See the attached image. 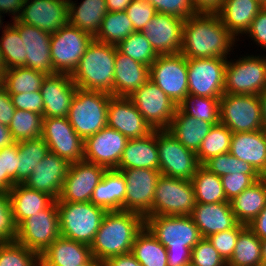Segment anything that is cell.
Wrapping results in <instances>:
<instances>
[{
  "label": "cell",
  "instance_id": "obj_1",
  "mask_svg": "<svg viewBox=\"0 0 266 266\" xmlns=\"http://www.w3.org/2000/svg\"><path fill=\"white\" fill-rule=\"evenodd\" d=\"M236 42L217 14L197 13L184 20L180 53L187 59L227 58Z\"/></svg>",
  "mask_w": 266,
  "mask_h": 266
},
{
  "label": "cell",
  "instance_id": "obj_2",
  "mask_svg": "<svg viewBox=\"0 0 266 266\" xmlns=\"http://www.w3.org/2000/svg\"><path fill=\"white\" fill-rule=\"evenodd\" d=\"M145 218L128 211H108L90 245L92 257L101 262L131 252L137 234L144 228Z\"/></svg>",
  "mask_w": 266,
  "mask_h": 266
},
{
  "label": "cell",
  "instance_id": "obj_3",
  "mask_svg": "<svg viewBox=\"0 0 266 266\" xmlns=\"http://www.w3.org/2000/svg\"><path fill=\"white\" fill-rule=\"evenodd\" d=\"M145 226L166 247L168 266H182L191 262L192 248L202 239L190 215L147 216Z\"/></svg>",
  "mask_w": 266,
  "mask_h": 266
},
{
  "label": "cell",
  "instance_id": "obj_4",
  "mask_svg": "<svg viewBox=\"0 0 266 266\" xmlns=\"http://www.w3.org/2000/svg\"><path fill=\"white\" fill-rule=\"evenodd\" d=\"M117 47L93 39L71 78L80 89L113 96V79Z\"/></svg>",
  "mask_w": 266,
  "mask_h": 266
},
{
  "label": "cell",
  "instance_id": "obj_5",
  "mask_svg": "<svg viewBox=\"0 0 266 266\" xmlns=\"http://www.w3.org/2000/svg\"><path fill=\"white\" fill-rule=\"evenodd\" d=\"M60 235L91 245L107 211L92 202H56Z\"/></svg>",
  "mask_w": 266,
  "mask_h": 266
},
{
  "label": "cell",
  "instance_id": "obj_6",
  "mask_svg": "<svg viewBox=\"0 0 266 266\" xmlns=\"http://www.w3.org/2000/svg\"><path fill=\"white\" fill-rule=\"evenodd\" d=\"M111 96L104 92L77 88L67 118L84 141L107 126Z\"/></svg>",
  "mask_w": 266,
  "mask_h": 266
},
{
  "label": "cell",
  "instance_id": "obj_7",
  "mask_svg": "<svg viewBox=\"0 0 266 266\" xmlns=\"http://www.w3.org/2000/svg\"><path fill=\"white\" fill-rule=\"evenodd\" d=\"M234 60H227L224 93L259 95L263 92L266 89V56L246 54Z\"/></svg>",
  "mask_w": 266,
  "mask_h": 266
},
{
  "label": "cell",
  "instance_id": "obj_8",
  "mask_svg": "<svg viewBox=\"0 0 266 266\" xmlns=\"http://www.w3.org/2000/svg\"><path fill=\"white\" fill-rule=\"evenodd\" d=\"M94 37L71 24L51 33L50 53L55 73L73 74Z\"/></svg>",
  "mask_w": 266,
  "mask_h": 266
},
{
  "label": "cell",
  "instance_id": "obj_9",
  "mask_svg": "<svg viewBox=\"0 0 266 266\" xmlns=\"http://www.w3.org/2000/svg\"><path fill=\"white\" fill-rule=\"evenodd\" d=\"M220 123L232 133L263 129L259 95L224 93L220 98Z\"/></svg>",
  "mask_w": 266,
  "mask_h": 266
},
{
  "label": "cell",
  "instance_id": "obj_10",
  "mask_svg": "<svg viewBox=\"0 0 266 266\" xmlns=\"http://www.w3.org/2000/svg\"><path fill=\"white\" fill-rule=\"evenodd\" d=\"M196 205L191 181L161 175L153 199L152 216L190 215Z\"/></svg>",
  "mask_w": 266,
  "mask_h": 266
},
{
  "label": "cell",
  "instance_id": "obj_11",
  "mask_svg": "<svg viewBox=\"0 0 266 266\" xmlns=\"http://www.w3.org/2000/svg\"><path fill=\"white\" fill-rule=\"evenodd\" d=\"M60 235L56 200L18 226L16 241L41 255Z\"/></svg>",
  "mask_w": 266,
  "mask_h": 266
},
{
  "label": "cell",
  "instance_id": "obj_12",
  "mask_svg": "<svg viewBox=\"0 0 266 266\" xmlns=\"http://www.w3.org/2000/svg\"><path fill=\"white\" fill-rule=\"evenodd\" d=\"M178 106L188 96L187 58L181 53L158 55L150 65V79Z\"/></svg>",
  "mask_w": 266,
  "mask_h": 266
},
{
  "label": "cell",
  "instance_id": "obj_13",
  "mask_svg": "<svg viewBox=\"0 0 266 266\" xmlns=\"http://www.w3.org/2000/svg\"><path fill=\"white\" fill-rule=\"evenodd\" d=\"M157 146L161 175L191 181L200 166L196 153L167 130H157Z\"/></svg>",
  "mask_w": 266,
  "mask_h": 266
},
{
  "label": "cell",
  "instance_id": "obj_14",
  "mask_svg": "<svg viewBox=\"0 0 266 266\" xmlns=\"http://www.w3.org/2000/svg\"><path fill=\"white\" fill-rule=\"evenodd\" d=\"M228 58L187 59L188 94L220 99Z\"/></svg>",
  "mask_w": 266,
  "mask_h": 266
},
{
  "label": "cell",
  "instance_id": "obj_15",
  "mask_svg": "<svg viewBox=\"0 0 266 266\" xmlns=\"http://www.w3.org/2000/svg\"><path fill=\"white\" fill-rule=\"evenodd\" d=\"M129 98L153 130L168 129L178 106L151 80Z\"/></svg>",
  "mask_w": 266,
  "mask_h": 266
},
{
  "label": "cell",
  "instance_id": "obj_16",
  "mask_svg": "<svg viewBox=\"0 0 266 266\" xmlns=\"http://www.w3.org/2000/svg\"><path fill=\"white\" fill-rule=\"evenodd\" d=\"M126 179L124 211L134 212L144 218L152 216L156 184L161 176L158 169L131 168L119 170Z\"/></svg>",
  "mask_w": 266,
  "mask_h": 266
},
{
  "label": "cell",
  "instance_id": "obj_17",
  "mask_svg": "<svg viewBox=\"0 0 266 266\" xmlns=\"http://www.w3.org/2000/svg\"><path fill=\"white\" fill-rule=\"evenodd\" d=\"M41 138L52 152L69 163L84 158V140L73 129L67 117L43 118Z\"/></svg>",
  "mask_w": 266,
  "mask_h": 266
},
{
  "label": "cell",
  "instance_id": "obj_18",
  "mask_svg": "<svg viewBox=\"0 0 266 266\" xmlns=\"http://www.w3.org/2000/svg\"><path fill=\"white\" fill-rule=\"evenodd\" d=\"M107 169L85 160L71 163L56 202H90Z\"/></svg>",
  "mask_w": 266,
  "mask_h": 266
},
{
  "label": "cell",
  "instance_id": "obj_19",
  "mask_svg": "<svg viewBox=\"0 0 266 266\" xmlns=\"http://www.w3.org/2000/svg\"><path fill=\"white\" fill-rule=\"evenodd\" d=\"M128 140L119 131L106 126L84 141L83 160L116 169Z\"/></svg>",
  "mask_w": 266,
  "mask_h": 266
},
{
  "label": "cell",
  "instance_id": "obj_20",
  "mask_svg": "<svg viewBox=\"0 0 266 266\" xmlns=\"http://www.w3.org/2000/svg\"><path fill=\"white\" fill-rule=\"evenodd\" d=\"M54 33L69 23L68 0H24L16 19Z\"/></svg>",
  "mask_w": 266,
  "mask_h": 266
},
{
  "label": "cell",
  "instance_id": "obj_21",
  "mask_svg": "<svg viewBox=\"0 0 266 266\" xmlns=\"http://www.w3.org/2000/svg\"><path fill=\"white\" fill-rule=\"evenodd\" d=\"M183 23L184 20L176 16L157 13L142 32L157 55L178 54L182 44Z\"/></svg>",
  "mask_w": 266,
  "mask_h": 266
},
{
  "label": "cell",
  "instance_id": "obj_22",
  "mask_svg": "<svg viewBox=\"0 0 266 266\" xmlns=\"http://www.w3.org/2000/svg\"><path fill=\"white\" fill-rule=\"evenodd\" d=\"M107 126L128 139L143 138L154 131L129 97H110Z\"/></svg>",
  "mask_w": 266,
  "mask_h": 266
},
{
  "label": "cell",
  "instance_id": "obj_23",
  "mask_svg": "<svg viewBox=\"0 0 266 266\" xmlns=\"http://www.w3.org/2000/svg\"><path fill=\"white\" fill-rule=\"evenodd\" d=\"M11 23L18 29L24 43L26 68L47 75L55 74L50 53L51 34L21 21Z\"/></svg>",
  "mask_w": 266,
  "mask_h": 266
},
{
  "label": "cell",
  "instance_id": "obj_24",
  "mask_svg": "<svg viewBox=\"0 0 266 266\" xmlns=\"http://www.w3.org/2000/svg\"><path fill=\"white\" fill-rule=\"evenodd\" d=\"M77 88L69 74L47 75L40 88L44 105L43 118L68 117Z\"/></svg>",
  "mask_w": 266,
  "mask_h": 266
},
{
  "label": "cell",
  "instance_id": "obj_25",
  "mask_svg": "<svg viewBox=\"0 0 266 266\" xmlns=\"http://www.w3.org/2000/svg\"><path fill=\"white\" fill-rule=\"evenodd\" d=\"M70 164L67 160L49 152L35 166L24 184L31 189L44 192L54 200H57L60 197L62 185Z\"/></svg>",
  "mask_w": 266,
  "mask_h": 266
},
{
  "label": "cell",
  "instance_id": "obj_26",
  "mask_svg": "<svg viewBox=\"0 0 266 266\" xmlns=\"http://www.w3.org/2000/svg\"><path fill=\"white\" fill-rule=\"evenodd\" d=\"M202 238L234 228L238 222L230 202L196 203L190 214Z\"/></svg>",
  "mask_w": 266,
  "mask_h": 266
},
{
  "label": "cell",
  "instance_id": "obj_27",
  "mask_svg": "<svg viewBox=\"0 0 266 266\" xmlns=\"http://www.w3.org/2000/svg\"><path fill=\"white\" fill-rule=\"evenodd\" d=\"M150 79V67L116 50L113 96L129 97Z\"/></svg>",
  "mask_w": 266,
  "mask_h": 266
},
{
  "label": "cell",
  "instance_id": "obj_28",
  "mask_svg": "<svg viewBox=\"0 0 266 266\" xmlns=\"http://www.w3.org/2000/svg\"><path fill=\"white\" fill-rule=\"evenodd\" d=\"M230 154L251 164L263 177H266V131L233 133Z\"/></svg>",
  "mask_w": 266,
  "mask_h": 266
},
{
  "label": "cell",
  "instance_id": "obj_29",
  "mask_svg": "<svg viewBox=\"0 0 266 266\" xmlns=\"http://www.w3.org/2000/svg\"><path fill=\"white\" fill-rule=\"evenodd\" d=\"M131 168L159 170L157 130L146 137L128 140L116 170Z\"/></svg>",
  "mask_w": 266,
  "mask_h": 266
},
{
  "label": "cell",
  "instance_id": "obj_30",
  "mask_svg": "<svg viewBox=\"0 0 266 266\" xmlns=\"http://www.w3.org/2000/svg\"><path fill=\"white\" fill-rule=\"evenodd\" d=\"M91 258L89 245L60 236L40 255V266H81Z\"/></svg>",
  "mask_w": 266,
  "mask_h": 266
},
{
  "label": "cell",
  "instance_id": "obj_31",
  "mask_svg": "<svg viewBox=\"0 0 266 266\" xmlns=\"http://www.w3.org/2000/svg\"><path fill=\"white\" fill-rule=\"evenodd\" d=\"M261 9L262 5L257 0H224V4L216 14L239 41V37L246 33Z\"/></svg>",
  "mask_w": 266,
  "mask_h": 266
},
{
  "label": "cell",
  "instance_id": "obj_32",
  "mask_svg": "<svg viewBox=\"0 0 266 266\" xmlns=\"http://www.w3.org/2000/svg\"><path fill=\"white\" fill-rule=\"evenodd\" d=\"M126 179L122 172L107 169L95 187L90 202L108 211H124Z\"/></svg>",
  "mask_w": 266,
  "mask_h": 266
},
{
  "label": "cell",
  "instance_id": "obj_33",
  "mask_svg": "<svg viewBox=\"0 0 266 266\" xmlns=\"http://www.w3.org/2000/svg\"><path fill=\"white\" fill-rule=\"evenodd\" d=\"M213 125L184 114L178 107L167 129L187 149L197 153Z\"/></svg>",
  "mask_w": 266,
  "mask_h": 266
},
{
  "label": "cell",
  "instance_id": "obj_34",
  "mask_svg": "<svg viewBox=\"0 0 266 266\" xmlns=\"http://www.w3.org/2000/svg\"><path fill=\"white\" fill-rule=\"evenodd\" d=\"M230 205L237 222L248 226L266 206V177L230 200Z\"/></svg>",
  "mask_w": 266,
  "mask_h": 266
},
{
  "label": "cell",
  "instance_id": "obj_35",
  "mask_svg": "<svg viewBox=\"0 0 266 266\" xmlns=\"http://www.w3.org/2000/svg\"><path fill=\"white\" fill-rule=\"evenodd\" d=\"M9 193L17 226L28 217L46 209L54 201L48 194L31 189L25 184H15Z\"/></svg>",
  "mask_w": 266,
  "mask_h": 266
},
{
  "label": "cell",
  "instance_id": "obj_36",
  "mask_svg": "<svg viewBox=\"0 0 266 266\" xmlns=\"http://www.w3.org/2000/svg\"><path fill=\"white\" fill-rule=\"evenodd\" d=\"M75 2L68 0L69 24L90 33L94 37L108 12L106 1L82 0L80 3Z\"/></svg>",
  "mask_w": 266,
  "mask_h": 266
},
{
  "label": "cell",
  "instance_id": "obj_37",
  "mask_svg": "<svg viewBox=\"0 0 266 266\" xmlns=\"http://www.w3.org/2000/svg\"><path fill=\"white\" fill-rule=\"evenodd\" d=\"M130 253L142 266H168L166 247L146 226L137 234Z\"/></svg>",
  "mask_w": 266,
  "mask_h": 266
},
{
  "label": "cell",
  "instance_id": "obj_38",
  "mask_svg": "<svg viewBox=\"0 0 266 266\" xmlns=\"http://www.w3.org/2000/svg\"><path fill=\"white\" fill-rule=\"evenodd\" d=\"M191 183L194 188L196 203L230 202L225 196L221 178L209 172L202 165L196 169Z\"/></svg>",
  "mask_w": 266,
  "mask_h": 266
},
{
  "label": "cell",
  "instance_id": "obj_39",
  "mask_svg": "<svg viewBox=\"0 0 266 266\" xmlns=\"http://www.w3.org/2000/svg\"><path fill=\"white\" fill-rule=\"evenodd\" d=\"M227 266H262L261 239L248 226L239 234Z\"/></svg>",
  "mask_w": 266,
  "mask_h": 266
},
{
  "label": "cell",
  "instance_id": "obj_40",
  "mask_svg": "<svg viewBox=\"0 0 266 266\" xmlns=\"http://www.w3.org/2000/svg\"><path fill=\"white\" fill-rule=\"evenodd\" d=\"M133 32V24L125 11L107 12L94 40L117 46Z\"/></svg>",
  "mask_w": 266,
  "mask_h": 266
},
{
  "label": "cell",
  "instance_id": "obj_41",
  "mask_svg": "<svg viewBox=\"0 0 266 266\" xmlns=\"http://www.w3.org/2000/svg\"><path fill=\"white\" fill-rule=\"evenodd\" d=\"M19 169L17 184H24L33 172L35 166L49 153V148L40 137L18 142Z\"/></svg>",
  "mask_w": 266,
  "mask_h": 266
},
{
  "label": "cell",
  "instance_id": "obj_42",
  "mask_svg": "<svg viewBox=\"0 0 266 266\" xmlns=\"http://www.w3.org/2000/svg\"><path fill=\"white\" fill-rule=\"evenodd\" d=\"M47 74L26 67H15L5 71L4 88L9 94L40 90Z\"/></svg>",
  "mask_w": 266,
  "mask_h": 266
},
{
  "label": "cell",
  "instance_id": "obj_43",
  "mask_svg": "<svg viewBox=\"0 0 266 266\" xmlns=\"http://www.w3.org/2000/svg\"><path fill=\"white\" fill-rule=\"evenodd\" d=\"M232 132L229 128L217 123L203 139L201 147L196 153L199 165H203L209 159L230 151Z\"/></svg>",
  "mask_w": 266,
  "mask_h": 266
},
{
  "label": "cell",
  "instance_id": "obj_44",
  "mask_svg": "<svg viewBox=\"0 0 266 266\" xmlns=\"http://www.w3.org/2000/svg\"><path fill=\"white\" fill-rule=\"evenodd\" d=\"M0 36V51L6 66V70L15 67H26L24 56V43L18 29L11 23H6Z\"/></svg>",
  "mask_w": 266,
  "mask_h": 266
},
{
  "label": "cell",
  "instance_id": "obj_45",
  "mask_svg": "<svg viewBox=\"0 0 266 266\" xmlns=\"http://www.w3.org/2000/svg\"><path fill=\"white\" fill-rule=\"evenodd\" d=\"M178 108L195 119H202L211 124L220 122V99L218 98L188 94Z\"/></svg>",
  "mask_w": 266,
  "mask_h": 266
},
{
  "label": "cell",
  "instance_id": "obj_46",
  "mask_svg": "<svg viewBox=\"0 0 266 266\" xmlns=\"http://www.w3.org/2000/svg\"><path fill=\"white\" fill-rule=\"evenodd\" d=\"M43 127V115L31 111L16 109L8 128L15 142L40 138Z\"/></svg>",
  "mask_w": 266,
  "mask_h": 266
},
{
  "label": "cell",
  "instance_id": "obj_47",
  "mask_svg": "<svg viewBox=\"0 0 266 266\" xmlns=\"http://www.w3.org/2000/svg\"><path fill=\"white\" fill-rule=\"evenodd\" d=\"M116 47L120 53L149 67L158 57L142 31H134Z\"/></svg>",
  "mask_w": 266,
  "mask_h": 266
},
{
  "label": "cell",
  "instance_id": "obj_48",
  "mask_svg": "<svg viewBox=\"0 0 266 266\" xmlns=\"http://www.w3.org/2000/svg\"><path fill=\"white\" fill-rule=\"evenodd\" d=\"M202 166L219 177L234 173L261 175L251 164L238 159L229 152L209 159Z\"/></svg>",
  "mask_w": 266,
  "mask_h": 266
},
{
  "label": "cell",
  "instance_id": "obj_49",
  "mask_svg": "<svg viewBox=\"0 0 266 266\" xmlns=\"http://www.w3.org/2000/svg\"><path fill=\"white\" fill-rule=\"evenodd\" d=\"M0 266H40V255L17 241L0 244Z\"/></svg>",
  "mask_w": 266,
  "mask_h": 266
},
{
  "label": "cell",
  "instance_id": "obj_50",
  "mask_svg": "<svg viewBox=\"0 0 266 266\" xmlns=\"http://www.w3.org/2000/svg\"><path fill=\"white\" fill-rule=\"evenodd\" d=\"M18 226L14 219L9 191L0 192V244L16 241Z\"/></svg>",
  "mask_w": 266,
  "mask_h": 266
},
{
  "label": "cell",
  "instance_id": "obj_51",
  "mask_svg": "<svg viewBox=\"0 0 266 266\" xmlns=\"http://www.w3.org/2000/svg\"><path fill=\"white\" fill-rule=\"evenodd\" d=\"M247 225L238 223L234 228L210 235L207 239L226 261L231 259L239 234Z\"/></svg>",
  "mask_w": 266,
  "mask_h": 266
},
{
  "label": "cell",
  "instance_id": "obj_52",
  "mask_svg": "<svg viewBox=\"0 0 266 266\" xmlns=\"http://www.w3.org/2000/svg\"><path fill=\"white\" fill-rule=\"evenodd\" d=\"M191 263L194 266H227L226 261L207 238H202L192 248Z\"/></svg>",
  "mask_w": 266,
  "mask_h": 266
},
{
  "label": "cell",
  "instance_id": "obj_53",
  "mask_svg": "<svg viewBox=\"0 0 266 266\" xmlns=\"http://www.w3.org/2000/svg\"><path fill=\"white\" fill-rule=\"evenodd\" d=\"M262 175H246L234 173L221 176L222 186L228 201L242 193L246 188L260 180Z\"/></svg>",
  "mask_w": 266,
  "mask_h": 266
},
{
  "label": "cell",
  "instance_id": "obj_54",
  "mask_svg": "<svg viewBox=\"0 0 266 266\" xmlns=\"http://www.w3.org/2000/svg\"><path fill=\"white\" fill-rule=\"evenodd\" d=\"M125 12L136 32L142 31L151 18L157 14L156 9L147 0H132Z\"/></svg>",
  "mask_w": 266,
  "mask_h": 266
},
{
  "label": "cell",
  "instance_id": "obj_55",
  "mask_svg": "<svg viewBox=\"0 0 266 266\" xmlns=\"http://www.w3.org/2000/svg\"><path fill=\"white\" fill-rule=\"evenodd\" d=\"M157 13L169 14L186 20L196 15L190 0H147Z\"/></svg>",
  "mask_w": 266,
  "mask_h": 266
},
{
  "label": "cell",
  "instance_id": "obj_56",
  "mask_svg": "<svg viewBox=\"0 0 266 266\" xmlns=\"http://www.w3.org/2000/svg\"><path fill=\"white\" fill-rule=\"evenodd\" d=\"M9 95L16 109L27 110L43 115L44 105L40 90Z\"/></svg>",
  "mask_w": 266,
  "mask_h": 266
},
{
  "label": "cell",
  "instance_id": "obj_57",
  "mask_svg": "<svg viewBox=\"0 0 266 266\" xmlns=\"http://www.w3.org/2000/svg\"><path fill=\"white\" fill-rule=\"evenodd\" d=\"M245 35L250 37L258 47L263 48L262 50H266V12L264 10H260Z\"/></svg>",
  "mask_w": 266,
  "mask_h": 266
},
{
  "label": "cell",
  "instance_id": "obj_58",
  "mask_svg": "<svg viewBox=\"0 0 266 266\" xmlns=\"http://www.w3.org/2000/svg\"><path fill=\"white\" fill-rule=\"evenodd\" d=\"M0 155H3L4 174H8L14 184H17V170L19 169L20 161L18 142L1 149Z\"/></svg>",
  "mask_w": 266,
  "mask_h": 266
},
{
  "label": "cell",
  "instance_id": "obj_59",
  "mask_svg": "<svg viewBox=\"0 0 266 266\" xmlns=\"http://www.w3.org/2000/svg\"><path fill=\"white\" fill-rule=\"evenodd\" d=\"M15 110L9 93L3 87L0 89V123L9 126Z\"/></svg>",
  "mask_w": 266,
  "mask_h": 266
},
{
  "label": "cell",
  "instance_id": "obj_60",
  "mask_svg": "<svg viewBox=\"0 0 266 266\" xmlns=\"http://www.w3.org/2000/svg\"><path fill=\"white\" fill-rule=\"evenodd\" d=\"M196 13L216 14L224 0H190Z\"/></svg>",
  "mask_w": 266,
  "mask_h": 266
},
{
  "label": "cell",
  "instance_id": "obj_61",
  "mask_svg": "<svg viewBox=\"0 0 266 266\" xmlns=\"http://www.w3.org/2000/svg\"><path fill=\"white\" fill-rule=\"evenodd\" d=\"M24 4V0H0V13L12 14V20H16L21 12V8Z\"/></svg>",
  "mask_w": 266,
  "mask_h": 266
},
{
  "label": "cell",
  "instance_id": "obj_62",
  "mask_svg": "<svg viewBox=\"0 0 266 266\" xmlns=\"http://www.w3.org/2000/svg\"><path fill=\"white\" fill-rule=\"evenodd\" d=\"M103 263L104 266H142L131 253L110 257Z\"/></svg>",
  "mask_w": 266,
  "mask_h": 266
},
{
  "label": "cell",
  "instance_id": "obj_63",
  "mask_svg": "<svg viewBox=\"0 0 266 266\" xmlns=\"http://www.w3.org/2000/svg\"><path fill=\"white\" fill-rule=\"evenodd\" d=\"M248 227L261 239H266V206Z\"/></svg>",
  "mask_w": 266,
  "mask_h": 266
},
{
  "label": "cell",
  "instance_id": "obj_64",
  "mask_svg": "<svg viewBox=\"0 0 266 266\" xmlns=\"http://www.w3.org/2000/svg\"><path fill=\"white\" fill-rule=\"evenodd\" d=\"M14 185L8 174H4L3 155H0V192L9 191Z\"/></svg>",
  "mask_w": 266,
  "mask_h": 266
},
{
  "label": "cell",
  "instance_id": "obj_65",
  "mask_svg": "<svg viewBox=\"0 0 266 266\" xmlns=\"http://www.w3.org/2000/svg\"><path fill=\"white\" fill-rule=\"evenodd\" d=\"M14 143L15 141L8 126L0 123V150Z\"/></svg>",
  "mask_w": 266,
  "mask_h": 266
},
{
  "label": "cell",
  "instance_id": "obj_66",
  "mask_svg": "<svg viewBox=\"0 0 266 266\" xmlns=\"http://www.w3.org/2000/svg\"><path fill=\"white\" fill-rule=\"evenodd\" d=\"M108 12L125 11L132 0H105Z\"/></svg>",
  "mask_w": 266,
  "mask_h": 266
},
{
  "label": "cell",
  "instance_id": "obj_67",
  "mask_svg": "<svg viewBox=\"0 0 266 266\" xmlns=\"http://www.w3.org/2000/svg\"><path fill=\"white\" fill-rule=\"evenodd\" d=\"M259 97L262 109L263 129L266 131V89L259 94Z\"/></svg>",
  "mask_w": 266,
  "mask_h": 266
},
{
  "label": "cell",
  "instance_id": "obj_68",
  "mask_svg": "<svg viewBox=\"0 0 266 266\" xmlns=\"http://www.w3.org/2000/svg\"><path fill=\"white\" fill-rule=\"evenodd\" d=\"M262 266H266V239L261 240Z\"/></svg>",
  "mask_w": 266,
  "mask_h": 266
},
{
  "label": "cell",
  "instance_id": "obj_69",
  "mask_svg": "<svg viewBox=\"0 0 266 266\" xmlns=\"http://www.w3.org/2000/svg\"><path fill=\"white\" fill-rule=\"evenodd\" d=\"M81 266H104V263L92 257L87 263Z\"/></svg>",
  "mask_w": 266,
  "mask_h": 266
},
{
  "label": "cell",
  "instance_id": "obj_70",
  "mask_svg": "<svg viewBox=\"0 0 266 266\" xmlns=\"http://www.w3.org/2000/svg\"><path fill=\"white\" fill-rule=\"evenodd\" d=\"M4 81H5V70L0 68V89L4 87Z\"/></svg>",
  "mask_w": 266,
  "mask_h": 266
},
{
  "label": "cell",
  "instance_id": "obj_71",
  "mask_svg": "<svg viewBox=\"0 0 266 266\" xmlns=\"http://www.w3.org/2000/svg\"><path fill=\"white\" fill-rule=\"evenodd\" d=\"M0 68L6 71V66H5L1 51H0Z\"/></svg>",
  "mask_w": 266,
  "mask_h": 266
},
{
  "label": "cell",
  "instance_id": "obj_72",
  "mask_svg": "<svg viewBox=\"0 0 266 266\" xmlns=\"http://www.w3.org/2000/svg\"><path fill=\"white\" fill-rule=\"evenodd\" d=\"M4 16H2V14L0 13V30H1V28H4L3 26H5L3 23L4 22H2L4 19H2ZM2 19V20H1ZM3 25V26H2Z\"/></svg>",
  "mask_w": 266,
  "mask_h": 266
},
{
  "label": "cell",
  "instance_id": "obj_73",
  "mask_svg": "<svg viewBox=\"0 0 266 266\" xmlns=\"http://www.w3.org/2000/svg\"><path fill=\"white\" fill-rule=\"evenodd\" d=\"M262 10L266 12V1L262 4Z\"/></svg>",
  "mask_w": 266,
  "mask_h": 266
},
{
  "label": "cell",
  "instance_id": "obj_74",
  "mask_svg": "<svg viewBox=\"0 0 266 266\" xmlns=\"http://www.w3.org/2000/svg\"><path fill=\"white\" fill-rule=\"evenodd\" d=\"M182 266H194L191 262L185 264V265H182Z\"/></svg>",
  "mask_w": 266,
  "mask_h": 266
},
{
  "label": "cell",
  "instance_id": "obj_75",
  "mask_svg": "<svg viewBox=\"0 0 266 266\" xmlns=\"http://www.w3.org/2000/svg\"><path fill=\"white\" fill-rule=\"evenodd\" d=\"M261 5L266 1V0H257Z\"/></svg>",
  "mask_w": 266,
  "mask_h": 266
}]
</instances>
